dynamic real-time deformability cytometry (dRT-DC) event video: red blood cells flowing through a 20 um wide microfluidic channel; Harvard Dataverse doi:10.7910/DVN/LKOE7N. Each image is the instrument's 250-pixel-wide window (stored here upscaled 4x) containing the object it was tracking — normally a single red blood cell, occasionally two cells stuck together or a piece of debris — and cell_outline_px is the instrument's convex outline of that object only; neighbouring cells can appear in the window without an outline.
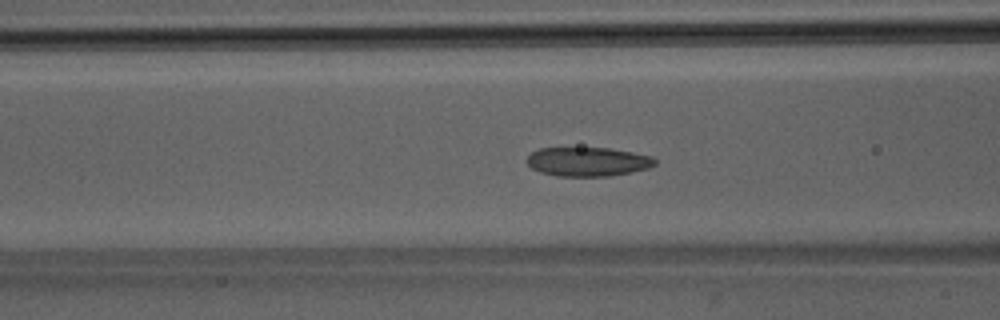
{"species": "Egyptian fruit bat (a non-hibernating species)", "species_latin": "Rousettus aegyptiacus", "temperature_condition": "room temperature", "stored_images_in_passage": 51, "camera_frame_rate_fps": 3000, "um_per_image_px": 0.085, "animal": {"sex": "male"}, "frame": {"image": 1, "passage_image": 20, "time_ms": 6.333, "image_size_px": [1000, 320], "cell_outline_px": [[656, 164], [648, 168], [608, 176], [556, 176], [540, 172], [532, 168], [528, 164], [528, 156], [532, 152], [540, 148], [608, 148], [632, 152], [652, 156], [656, 160]], "centroid_in_image_um": [49.96, 13.74], "position_along_channel_um": 116.6, "area_um2": 21.5}}
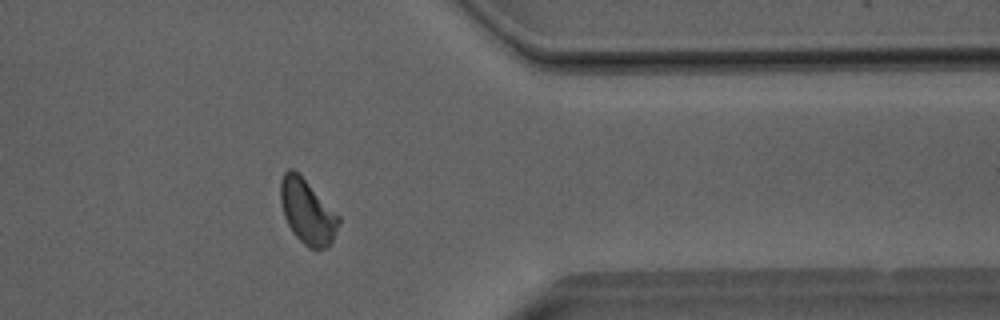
{"frame": {"image": 2, "passage_image": 41, "time_ms": 13.333, "image_size_px": [1000, 320], "cell_outline_px": [[340, 224], [328, 248], [316, 252], [308, 248], [292, 232], [284, 216], [280, 200], [280, 180], [284, 172], [288, 168], [292, 168], [340, 216]], "centroid_in_image_um": [26.12, 18.05], "position_along_channel_um": 385.3, "area_um2": 21.85}}
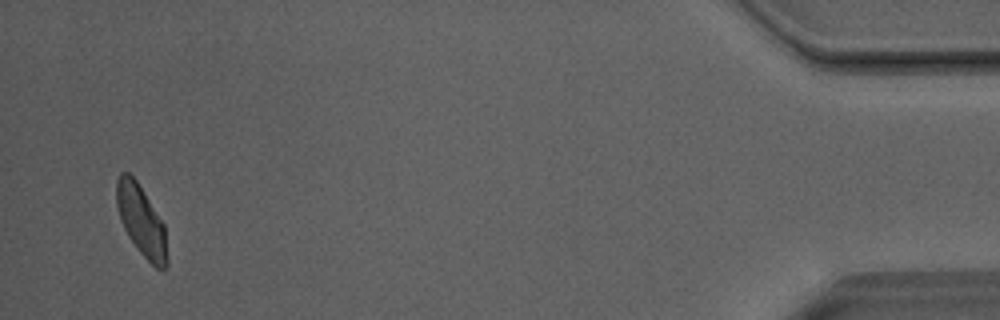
{"frame": {"image": 3, "passage_image": 49, "time_ms": 16.0, "image_size_px": [1000, 320], "cell_outline_px": [[168, 264], [164, 268], [156, 268], [140, 252], [128, 236], [120, 220], [116, 204], [116, 180], [120, 172], [128, 172], [136, 180], [144, 192], [164, 224], [168, 256]], "centroid_in_image_um": [12.0, 18.75], "position_along_channel_um": 423.2, "area_um2": 20.75}, "authors_computed_cell_mechanics": {"area_um2": 21.8484, "velocity_mm_per_s": 4.0203, "shape_relaxation_time_tau1_ms": 4.4971, "shape_relaxation_time_tau2_ms": 1.6348, "deformation_change_tau1": 0.1169, "deformation_change_tau2": 0.0822}}